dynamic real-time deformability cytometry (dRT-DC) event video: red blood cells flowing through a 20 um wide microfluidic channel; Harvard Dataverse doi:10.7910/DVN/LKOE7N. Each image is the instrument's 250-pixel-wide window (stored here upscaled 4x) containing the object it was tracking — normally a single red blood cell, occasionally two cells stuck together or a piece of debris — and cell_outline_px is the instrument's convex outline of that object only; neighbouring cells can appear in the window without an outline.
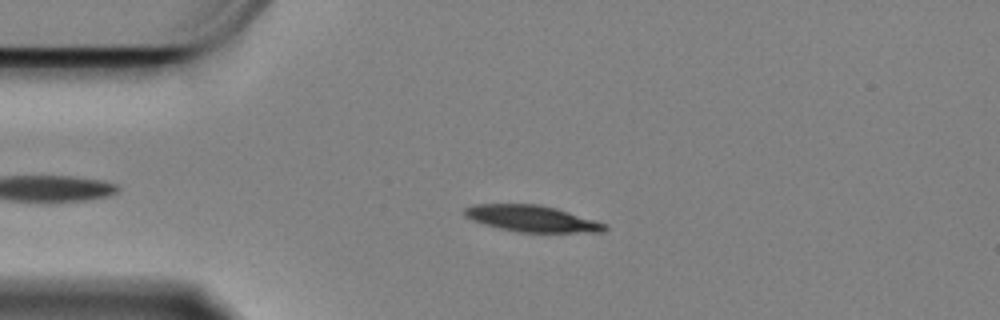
{"species": "Egyptian fruit bat (a non-hibernating species)", "species_latin": "Rousettus aegyptiacus", "temperature_condition": "cold", "stored_images_in_passage": 49, "camera_frame_rate_fps": 3000, "um_per_image_px": 0.085, "animal": {"sex": "female"}, "frame": {"image": 1, "passage_image": 11, "time_ms": 3.333, "image_size_px": [1000, 320], "cell_outline_px": [[608, 228], [604, 232], [516, 232], [484, 224], [472, 220], [464, 216], [464, 208], [472, 204], [536, 204], [556, 208], [608, 224]], "centroid_in_image_um": [45.21, 18.58], "position_along_channel_um": 39.8, "area_um2": 21.56}}
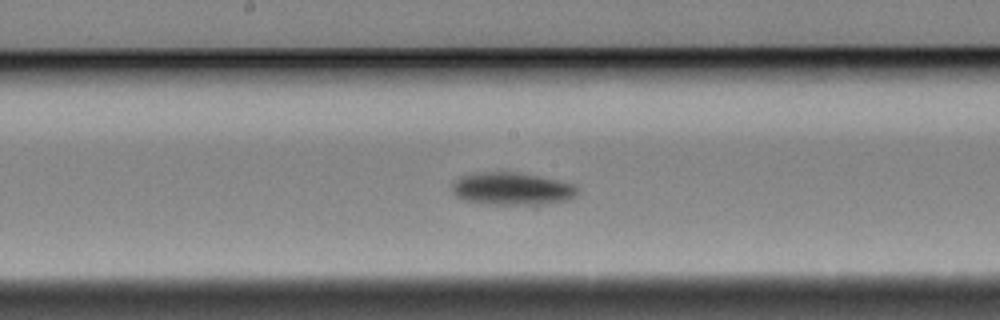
{"frame": {"image": 2, "passage_image": 28, "time_ms": 9.0, "image_size_px": [1000, 320], "cell_outline_px": [[580, 192], [576, 196], [568, 200], [544, 204], [476, 204], [464, 200], [456, 196], [452, 192], [452, 184], [460, 176], [484, 172], [516, 172], [576, 184], [580, 188]], "centroid_in_image_um": [43.54, 16.06], "position_along_channel_um": 204.7, "area_um2": 23.99}}
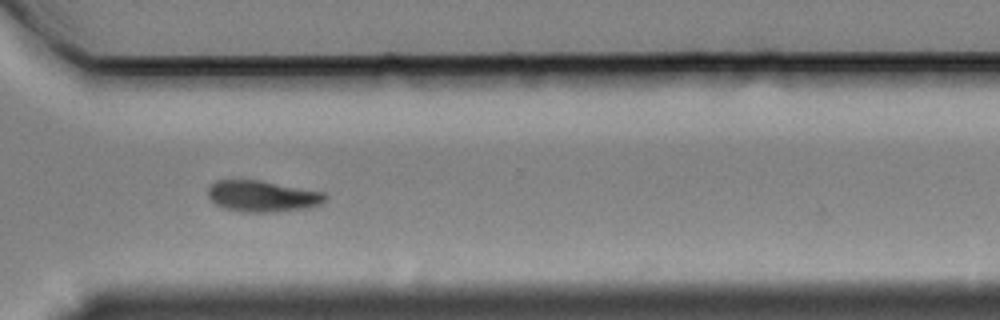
{"frame": {"image": 3, "passage_image": 41, "time_ms": 13.333, "image_size_px": [1000, 320], "cell_outline_px": [[328, 200], [320, 204], [308, 208], [276, 212], [244, 212], [224, 208], [216, 204], [208, 196], [208, 188], [216, 180], [260, 180], [324, 192], [328, 196]], "centroid_in_image_um": [22.34, 16.68], "position_along_channel_um": 348.3, "area_um2": 21.44}, "authors_computed_cell_mechanics": {"area_um2": 22.5998, "velocity_mm_per_s": 3.3199, "shape_relaxation_time_tau1_ms": 2.6373, "shape_relaxation_time_tau2_ms": null, "deformation_change_tau1": 0.1065, "deformation_change_tau2": null}}